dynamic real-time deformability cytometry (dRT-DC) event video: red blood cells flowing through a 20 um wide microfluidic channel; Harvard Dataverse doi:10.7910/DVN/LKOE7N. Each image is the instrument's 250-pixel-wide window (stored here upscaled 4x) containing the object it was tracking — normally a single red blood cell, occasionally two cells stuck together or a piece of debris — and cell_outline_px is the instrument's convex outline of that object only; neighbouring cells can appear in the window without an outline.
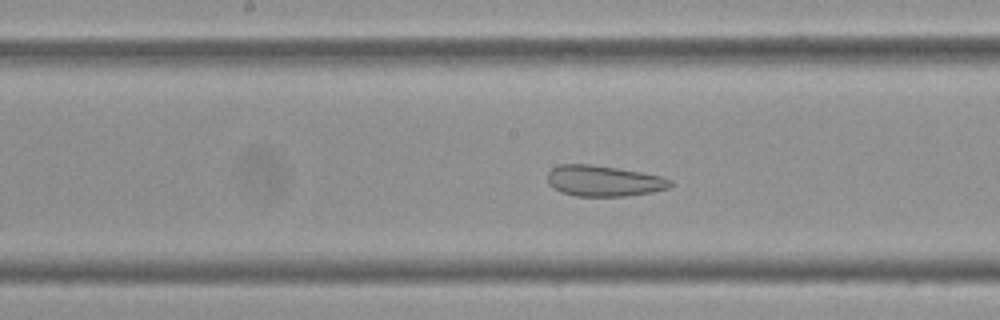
{"species": "Egyptian fruit bat (a non-hibernating species)", "species_latin": "Rousettus aegyptiacus", "temperature_condition": "cold", "stored_images_in_passage": 43, "camera_frame_rate_fps": 3000, "um_per_image_px": 0.085, "frame": {"image": 1, "passage_image": 13, "time_ms": 4.0, "image_size_px": [1000, 320], "cell_outline_px": [[672, 184], [668, 188], [652, 192], [624, 196], [576, 196], [560, 192], [552, 188], [548, 184], [548, 172], [552, 168], [560, 164], [588, 164], [616, 168], [640, 172], [660, 176], [672, 180]], "centroid_in_image_um": [51.28, 15.38], "position_along_channel_um": 196.9, "area_um2": 22.02}, "authors_computed_cell_mechanics": {"area_um2": 24.2182, "velocity_mm_per_s": 3.338, "shape_relaxation_time_tau1_ms": null, "shape_relaxation_time_tau2_ms": 1.3346, "deformation_change_tau1": null, "deformation_change_tau2": 0.057}}